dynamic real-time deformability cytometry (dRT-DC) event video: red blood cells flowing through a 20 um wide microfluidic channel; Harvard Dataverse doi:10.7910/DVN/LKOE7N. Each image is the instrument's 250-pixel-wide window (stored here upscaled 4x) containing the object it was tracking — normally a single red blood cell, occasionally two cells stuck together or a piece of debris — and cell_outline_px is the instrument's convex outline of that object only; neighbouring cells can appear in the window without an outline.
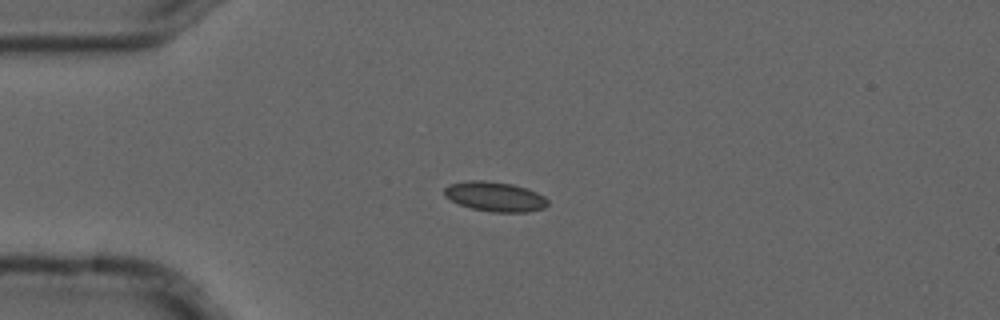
{"species": "common noctule bat (a hibernating species)", "species_latin": "Nyctalus noctula", "temperature_condition": "cold", "stored_images_in_passage": 8, "camera_frame_rate_fps": 3000, "um_per_image_px": 0.085, "animal": {"sex": "male", "forearm_length_mm": 52.5}, "frame": {"image": 1, "passage_image": 4, "time_ms": 1.0, "image_size_px": [1000, 320], "cell_outline_px": [[548, 204], [544, 208], [528, 212], [492, 212], [472, 208], [460, 204], [444, 196], [444, 188], [448, 184], [468, 180], [484, 180], [512, 184], [536, 192], [544, 196], [548, 200]], "centroid_in_image_um": [42.06, 16.7], "position_along_channel_um": 42.9, "area_um2": 17.86}}
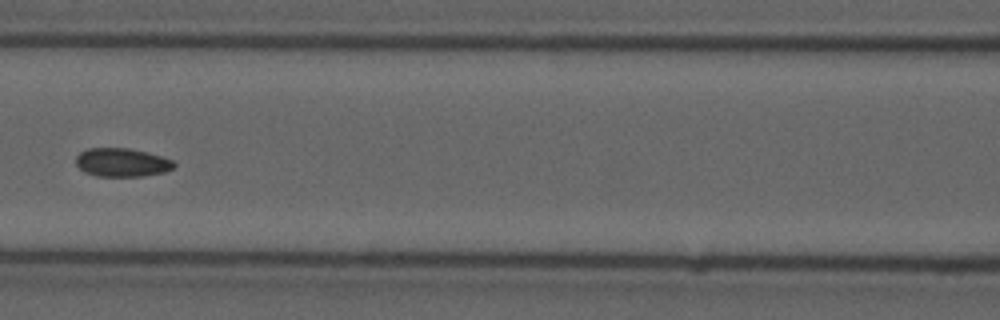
{"frame": {"image": 2, "passage_image": 7, "time_ms": 2.0, "image_size_px": [1000, 320], "cell_outline_px": [[176, 164], [172, 168], [164, 172], [140, 176], [96, 176], [84, 172], [76, 164], [76, 156], [80, 152], [88, 148], [128, 148], [148, 152], [172, 160]], "centroid_in_image_um": [10.34, 13.8], "position_along_channel_um": 156.3, "area_um2": 16.24}}
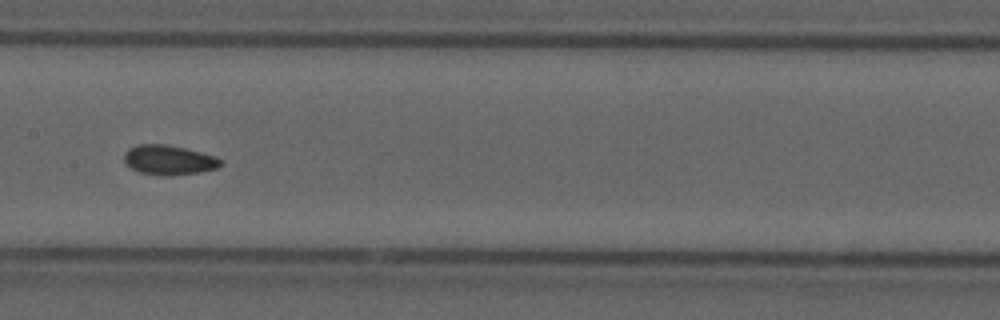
{"frame": {"image": 3, "passage_image": 8, "time_ms": 2.333, "image_size_px": [1000, 320], "cell_outline_px": [[224, 164], [216, 168], [200, 172], [172, 176], [164, 176], [140, 172], [132, 168], [124, 160], [124, 152], [128, 148], [136, 144], [168, 144], [216, 156], [224, 160]], "centroid_in_image_um": [14.38, 13.59], "position_along_channel_um": 193.0, "area_um2": 16.88}}